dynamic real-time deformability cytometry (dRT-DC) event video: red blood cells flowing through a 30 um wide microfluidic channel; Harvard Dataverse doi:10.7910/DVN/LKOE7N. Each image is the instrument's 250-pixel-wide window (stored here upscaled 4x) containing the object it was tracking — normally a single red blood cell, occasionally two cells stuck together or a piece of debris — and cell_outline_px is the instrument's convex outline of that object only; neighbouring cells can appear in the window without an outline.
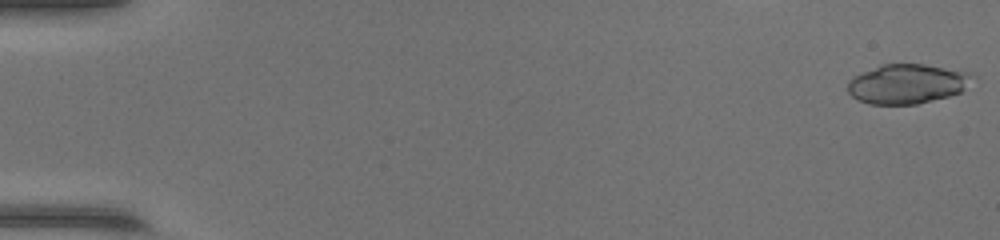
{"species": "common noctule bat (a hibernating species)", "species_latin": "Nyctalus noctula", "temperature_condition": "warm", "stored_images_in_passage": 14, "camera_frame_rate_fps": 3000, "um_per_image_px": 0.085, "animal": {"sex": "female", "body_mass_g": 17.0, "forearm_length_mm": 48.0}, "frame": {"image": 1, "passage_image": 1, "time_ms": 0.0, "image_size_px": [1000, 240], "cell_outline_px": [[976, 76], [960, 92], [948, 96], [916, 104], [868, 104], [856, 100], [848, 92], [848, 80], [852, 76], [880, 64], [924, 64], [972, 72]], "centroid_in_image_um": [77.09, 7.12], "position_along_channel_um": 7.9, "area_um2": 28.96}}